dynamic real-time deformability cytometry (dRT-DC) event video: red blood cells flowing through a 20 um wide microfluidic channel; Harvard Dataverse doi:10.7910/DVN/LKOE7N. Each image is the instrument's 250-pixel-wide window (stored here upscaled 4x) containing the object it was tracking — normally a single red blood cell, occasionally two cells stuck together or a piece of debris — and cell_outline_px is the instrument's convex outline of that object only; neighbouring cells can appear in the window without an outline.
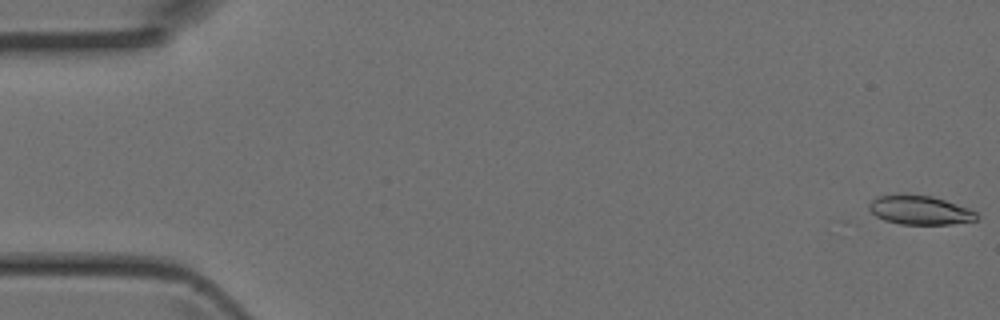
{"species": "Egyptian fruit bat (a non-hibernating species)", "species_latin": "Rousettus aegyptiacus", "temperature_condition": "room temperature", "stored_images_in_passage": 4, "camera_frame_rate_fps": 3000, "um_per_image_px": 0.085, "animal": {"sex": "female"}, "frame": {"image": 1, "passage_image": 1, "time_ms": 0.0, "image_size_px": [1000, 320], "cell_outline_px": [[980, 216], [976, 220], [952, 224], [900, 224], [884, 220], [876, 216], [868, 208], [868, 204], [876, 196], [896, 192], [900, 192], [932, 196], [968, 208], [976, 212]], "centroid_in_image_um": [78.13, 17.83], "position_along_channel_um": 6.9, "area_um2": 18.61}}
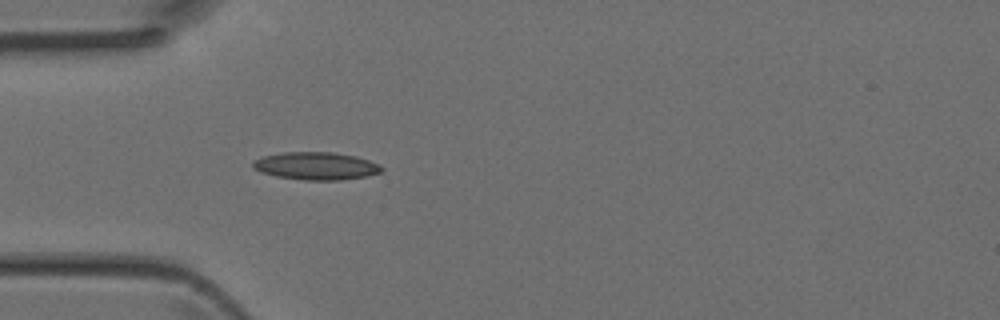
{"frame": {"image": 2, "passage_image": 4, "time_ms": 1.0, "image_size_px": [1000, 320], "cell_outline_px": [[384, 172], [368, 176], [340, 180], [304, 180], [276, 176], [260, 172], [252, 168], [252, 160], [264, 156], [284, 152], [332, 152], [356, 156], [368, 160], [384, 168]], "centroid_in_image_um": [26.86, 14.11], "position_along_channel_um": 58.1, "area_um2": 20.87}}